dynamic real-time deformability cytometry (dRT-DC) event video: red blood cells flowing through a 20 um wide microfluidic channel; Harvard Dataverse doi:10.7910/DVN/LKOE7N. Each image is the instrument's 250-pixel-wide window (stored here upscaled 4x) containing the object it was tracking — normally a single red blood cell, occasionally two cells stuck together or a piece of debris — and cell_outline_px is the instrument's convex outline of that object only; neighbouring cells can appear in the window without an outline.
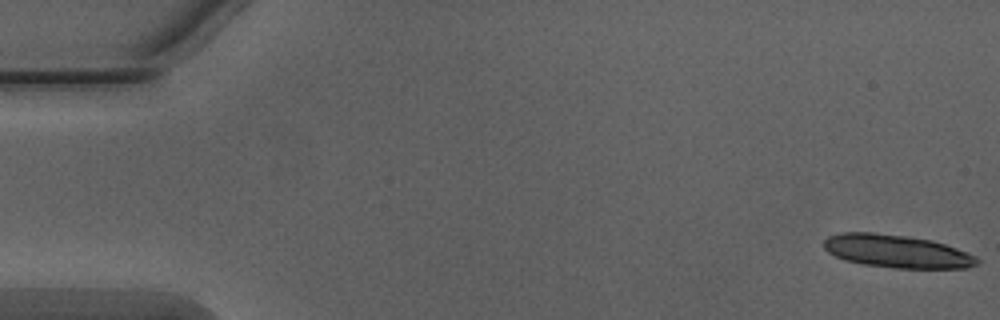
{"species": "Egyptian fruit bat (a non-hibernating species)", "species_latin": "Rousettus aegyptiacus", "temperature_condition": "warm", "stored_images_in_passage": 15, "camera_frame_rate_fps": 3000, "um_per_image_px": 0.085, "animal": {"sex": "male"}, "frame": {"image": 1, "passage_image": 1, "time_ms": 0.0, "image_size_px": [1000, 320], "cell_outline_px": [[980, 260], [976, 264], [968, 268], [892, 268], [864, 264], [844, 260], [828, 252], [824, 248], [824, 240], [828, 236], [840, 232], [872, 232], [908, 236], [932, 240], [968, 252], [976, 256]], "centroid_in_image_um": [76.22, 21.35], "position_along_channel_um": 8.8, "area_um2": 29.54}}